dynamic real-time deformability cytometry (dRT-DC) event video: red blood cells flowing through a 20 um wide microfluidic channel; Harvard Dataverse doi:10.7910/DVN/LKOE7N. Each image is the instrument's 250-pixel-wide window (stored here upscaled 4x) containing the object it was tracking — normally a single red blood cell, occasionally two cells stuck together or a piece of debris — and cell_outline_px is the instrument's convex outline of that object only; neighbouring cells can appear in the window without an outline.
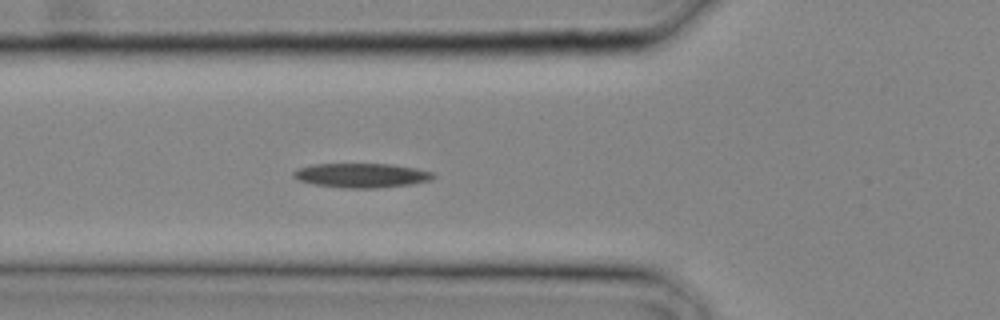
{"species": "common noctule bat (a hibernating species)", "species_latin": "Nyctalus noctula", "temperature_condition": "cold", "stored_images_in_passage": 8, "camera_frame_rate_fps": 3000, "um_per_image_px": 0.085, "animal": {"sex": "male", "body_mass_g": 20.4}, "frame": {"image": 1, "passage_image": 6, "time_ms": 1.667, "image_size_px": [1000, 320], "cell_outline_px": [[436, 176], [432, 180], [408, 184], [376, 188], [344, 188], [312, 184], [296, 180], [292, 176], [292, 172], [296, 168], [312, 164], [392, 164], [416, 168], [432, 172]], "centroid_in_image_um": [30.66, 14.9], "position_along_channel_um": 95.1, "area_um2": 20.0}}
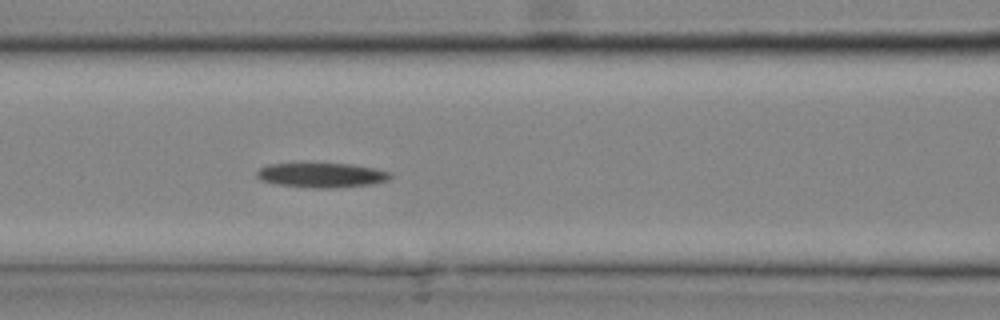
{"frame": {"image": 2, "passage_image": 8, "time_ms": 2.333, "image_size_px": [1000, 320], "cell_outline_px": [[392, 176], [388, 180], [372, 184], [332, 188], [312, 188], [276, 184], [260, 180], [256, 176], [256, 172], [260, 168], [268, 164], [352, 164], [376, 168], [392, 172]], "centroid_in_image_um": [27.36, 14.89], "position_along_channel_um": 139.2, "area_um2": 19.19}}